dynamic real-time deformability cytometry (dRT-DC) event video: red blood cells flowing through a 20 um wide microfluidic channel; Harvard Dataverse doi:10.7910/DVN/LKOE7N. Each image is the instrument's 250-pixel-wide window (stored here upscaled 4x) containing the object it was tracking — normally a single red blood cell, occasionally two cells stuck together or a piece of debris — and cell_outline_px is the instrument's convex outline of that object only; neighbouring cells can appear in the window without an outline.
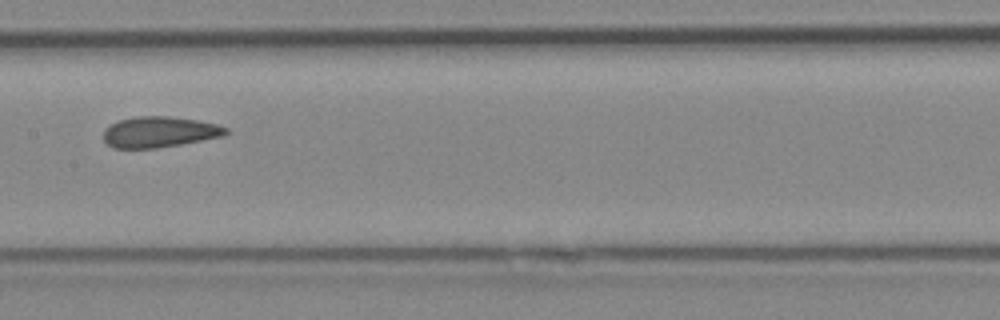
{"species": "Egyptian fruit bat (a non-hibernating species)", "species_latin": "Rousettus aegyptiacus", "temperature_condition": "cold", "stored_images_in_passage": 8, "camera_frame_rate_fps": 3000, "um_per_image_px": 0.085, "animal": {"sex": "female"}, "frame": {"image": 1, "passage_image": 8, "time_ms": 2.333, "image_size_px": [1000, 320], "cell_outline_px": [[228, 132], [224, 136], [180, 144], [156, 148], [112, 148], [104, 140], [104, 128], [116, 120], [136, 116], [168, 116], [196, 120], [216, 124], [228, 128]], "centroid_in_image_um": [13.51, 11.21], "position_along_channel_um": 193.9, "area_um2": 22.02}}